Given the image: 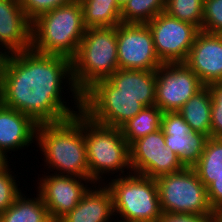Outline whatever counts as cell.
<instances>
[{
  "instance_id": "6da1fadb",
  "label": "cell",
  "mask_w": 222,
  "mask_h": 222,
  "mask_svg": "<svg viewBox=\"0 0 222 222\" xmlns=\"http://www.w3.org/2000/svg\"><path fill=\"white\" fill-rule=\"evenodd\" d=\"M64 79L67 80L65 85H70L68 88L78 111L66 106L63 100ZM0 102L30 116L37 124L61 122L76 116L82 111V95L73 81L72 59L42 54L31 48L10 54Z\"/></svg>"
},
{
  "instance_id": "7a4b0ae2",
  "label": "cell",
  "mask_w": 222,
  "mask_h": 222,
  "mask_svg": "<svg viewBox=\"0 0 222 222\" xmlns=\"http://www.w3.org/2000/svg\"><path fill=\"white\" fill-rule=\"evenodd\" d=\"M36 141L54 174L90 179L82 111L61 122L38 124Z\"/></svg>"
},
{
  "instance_id": "3957f363",
  "label": "cell",
  "mask_w": 222,
  "mask_h": 222,
  "mask_svg": "<svg viewBox=\"0 0 222 222\" xmlns=\"http://www.w3.org/2000/svg\"><path fill=\"white\" fill-rule=\"evenodd\" d=\"M79 0L57 7L32 21L31 49L72 59L85 34Z\"/></svg>"
},
{
  "instance_id": "277c9868",
  "label": "cell",
  "mask_w": 222,
  "mask_h": 222,
  "mask_svg": "<svg viewBox=\"0 0 222 222\" xmlns=\"http://www.w3.org/2000/svg\"><path fill=\"white\" fill-rule=\"evenodd\" d=\"M118 69L117 26L86 28L72 58L73 81L80 94Z\"/></svg>"
},
{
  "instance_id": "5b68a950",
  "label": "cell",
  "mask_w": 222,
  "mask_h": 222,
  "mask_svg": "<svg viewBox=\"0 0 222 222\" xmlns=\"http://www.w3.org/2000/svg\"><path fill=\"white\" fill-rule=\"evenodd\" d=\"M84 134L89 176L93 184L100 185L104 174L109 176V173L115 174L119 171L117 177L126 176L125 169L133 173L129 144L120 128L100 125L84 114Z\"/></svg>"
},
{
  "instance_id": "8992f818",
  "label": "cell",
  "mask_w": 222,
  "mask_h": 222,
  "mask_svg": "<svg viewBox=\"0 0 222 222\" xmlns=\"http://www.w3.org/2000/svg\"><path fill=\"white\" fill-rule=\"evenodd\" d=\"M115 177L106 185L112 194L115 217L128 222H158L162 211L156 180L128 172Z\"/></svg>"
},
{
  "instance_id": "52a82bcc",
  "label": "cell",
  "mask_w": 222,
  "mask_h": 222,
  "mask_svg": "<svg viewBox=\"0 0 222 222\" xmlns=\"http://www.w3.org/2000/svg\"><path fill=\"white\" fill-rule=\"evenodd\" d=\"M162 213L216 216L207 189L192 167L155 179Z\"/></svg>"
},
{
  "instance_id": "ba28073f",
  "label": "cell",
  "mask_w": 222,
  "mask_h": 222,
  "mask_svg": "<svg viewBox=\"0 0 222 222\" xmlns=\"http://www.w3.org/2000/svg\"><path fill=\"white\" fill-rule=\"evenodd\" d=\"M152 33L154 48L162 63H184L200 29L166 12L146 23Z\"/></svg>"
},
{
  "instance_id": "9c48e42d",
  "label": "cell",
  "mask_w": 222,
  "mask_h": 222,
  "mask_svg": "<svg viewBox=\"0 0 222 222\" xmlns=\"http://www.w3.org/2000/svg\"><path fill=\"white\" fill-rule=\"evenodd\" d=\"M129 151L134 174L156 179L185 167L179 157L166 147L165 135L161 128L134 141L129 146Z\"/></svg>"
},
{
  "instance_id": "30bf717a",
  "label": "cell",
  "mask_w": 222,
  "mask_h": 222,
  "mask_svg": "<svg viewBox=\"0 0 222 222\" xmlns=\"http://www.w3.org/2000/svg\"><path fill=\"white\" fill-rule=\"evenodd\" d=\"M119 69L153 71L163 63L156 54L152 33L147 24L117 25Z\"/></svg>"
},
{
  "instance_id": "8fae6325",
  "label": "cell",
  "mask_w": 222,
  "mask_h": 222,
  "mask_svg": "<svg viewBox=\"0 0 222 222\" xmlns=\"http://www.w3.org/2000/svg\"><path fill=\"white\" fill-rule=\"evenodd\" d=\"M204 85L185 63H163L156 69L155 105L165 112H178Z\"/></svg>"
},
{
  "instance_id": "7c38bea8",
  "label": "cell",
  "mask_w": 222,
  "mask_h": 222,
  "mask_svg": "<svg viewBox=\"0 0 222 222\" xmlns=\"http://www.w3.org/2000/svg\"><path fill=\"white\" fill-rule=\"evenodd\" d=\"M37 193L42 198L53 222L71 212L88 191L90 179L51 173L40 178ZM84 183L86 185H84Z\"/></svg>"
},
{
  "instance_id": "4fadbf2b",
  "label": "cell",
  "mask_w": 222,
  "mask_h": 222,
  "mask_svg": "<svg viewBox=\"0 0 222 222\" xmlns=\"http://www.w3.org/2000/svg\"><path fill=\"white\" fill-rule=\"evenodd\" d=\"M84 94L128 95L144 107L155 105L156 70L118 69L108 79L96 82Z\"/></svg>"
},
{
  "instance_id": "5bb4252c",
  "label": "cell",
  "mask_w": 222,
  "mask_h": 222,
  "mask_svg": "<svg viewBox=\"0 0 222 222\" xmlns=\"http://www.w3.org/2000/svg\"><path fill=\"white\" fill-rule=\"evenodd\" d=\"M144 106L128 95L83 94L82 112L100 125L120 128Z\"/></svg>"
},
{
  "instance_id": "9a60e30c",
  "label": "cell",
  "mask_w": 222,
  "mask_h": 222,
  "mask_svg": "<svg viewBox=\"0 0 222 222\" xmlns=\"http://www.w3.org/2000/svg\"><path fill=\"white\" fill-rule=\"evenodd\" d=\"M161 129L166 147L174 152L185 167H192L204 151L207 135L193 132L179 112H165Z\"/></svg>"
},
{
  "instance_id": "2e32d148",
  "label": "cell",
  "mask_w": 222,
  "mask_h": 222,
  "mask_svg": "<svg viewBox=\"0 0 222 222\" xmlns=\"http://www.w3.org/2000/svg\"><path fill=\"white\" fill-rule=\"evenodd\" d=\"M184 63L204 86L222 82V34L200 30Z\"/></svg>"
},
{
  "instance_id": "e0dca14e",
  "label": "cell",
  "mask_w": 222,
  "mask_h": 222,
  "mask_svg": "<svg viewBox=\"0 0 222 222\" xmlns=\"http://www.w3.org/2000/svg\"><path fill=\"white\" fill-rule=\"evenodd\" d=\"M32 22L20 0H0V47L9 54L31 48ZM5 48V49H4Z\"/></svg>"
},
{
  "instance_id": "ac0fdd59",
  "label": "cell",
  "mask_w": 222,
  "mask_h": 222,
  "mask_svg": "<svg viewBox=\"0 0 222 222\" xmlns=\"http://www.w3.org/2000/svg\"><path fill=\"white\" fill-rule=\"evenodd\" d=\"M37 127L30 116L0 102V152L5 157L8 152L28 148L36 141Z\"/></svg>"
},
{
  "instance_id": "d6986e66",
  "label": "cell",
  "mask_w": 222,
  "mask_h": 222,
  "mask_svg": "<svg viewBox=\"0 0 222 222\" xmlns=\"http://www.w3.org/2000/svg\"><path fill=\"white\" fill-rule=\"evenodd\" d=\"M104 186H103V185ZM95 183L83 195L78 205L58 222H109L115 216L113 198L110 189L102 183ZM98 187V188H97Z\"/></svg>"
},
{
  "instance_id": "ffe728a7",
  "label": "cell",
  "mask_w": 222,
  "mask_h": 222,
  "mask_svg": "<svg viewBox=\"0 0 222 222\" xmlns=\"http://www.w3.org/2000/svg\"><path fill=\"white\" fill-rule=\"evenodd\" d=\"M212 96L208 86H203L178 111L193 132L211 137Z\"/></svg>"
},
{
  "instance_id": "44dd1931",
  "label": "cell",
  "mask_w": 222,
  "mask_h": 222,
  "mask_svg": "<svg viewBox=\"0 0 222 222\" xmlns=\"http://www.w3.org/2000/svg\"><path fill=\"white\" fill-rule=\"evenodd\" d=\"M36 195L26 198L21 193L0 215V222H53L41 196L38 193Z\"/></svg>"
},
{
  "instance_id": "7402d4cb",
  "label": "cell",
  "mask_w": 222,
  "mask_h": 222,
  "mask_svg": "<svg viewBox=\"0 0 222 222\" xmlns=\"http://www.w3.org/2000/svg\"><path fill=\"white\" fill-rule=\"evenodd\" d=\"M86 28L113 27L121 21V7L116 0H79Z\"/></svg>"
},
{
  "instance_id": "603a6c76",
  "label": "cell",
  "mask_w": 222,
  "mask_h": 222,
  "mask_svg": "<svg viewBox=\"0 0 222 222\" xmlns=\"http://www.w3.org/2000/svg\"><path fill=\"white\" fill-rule=\"evenodd\" d=\"M163 112L157 105L144 107L137 115L123 124L120 129L129 146L136 140L161 128Z\"/></svg>"
},
{
  "instance_id": "cb8c5ba5",
  "label": "cell",
  "mask_w": 222,
  "mask_h": 222,
  "mask_svg": "<svg viewBox=\"0 0 222 222\" xmlns=\"http://www.w3.org/2000/svg\"><path fill=\"white\" fill-rule=\"evenodd\" d=\"M207 188L222 173V138L209 137L199 160L192 166Z\"/></svg>"
},
{
  "instance_id": "d4e9b609",
  "label": "cell",
  "mask_w": 222,
  "mask_h": 222,
  "mask_svg": "<svg viewBox=\"0 0 222 222\" xmlns=\"http://www.w3.org/2000/svg\"><path fill=\"white\" fill-rule=\"evenodd\" d=\"M166 0H129L121 8L122 23H143L151 21L165 12Z\"/></svg>"
},
{
  "instance_id": "484cf974",
  "label": "cell",
  "mask_w": 222,
  "mask_h": 222,
  "mask_svg": "<svg viewBox=\"0 0 222 222\" xmlns=\"http://www.w3.org/2000/svg\"><path fill=\"white\" fill-rule=\"evenodd\" d=\"M203 5L204 0H166L165 12L178 20L192 23L201 30Z\"/></svg>"
},
{
  "instance_id": "4316f807",
  "label": "cell",
  "mask_w": 222,
  "mask_h": 222,
  "mask_svg": "<svg viewBox=\"0 0 222 222\" xmlns=\"http://www.w3.org/2000/svg\"><path fill=\"white\" fill-rule=\"evenodd\" d=\"M9 164L0 170V215L14 203L22 193L16 182V175L12 176Z\"/></svg>"
},
{
  "instance_id": "83f0119b",
  "label": "cell",
  "mask_w": 222,
  "mask_h": 222,
  "mask_svg": "<svg viewBox=\"0 0 222 222\" xmlns=\"http://www.w3.org/2000/svg\"><path fill=\"white\" fill-rule=\"evenodd\" d=\"M201 30L222 34V0H204Z\"/></svg>"
},
{
  "instance_id": "f1b7e54d",
  "label": "cell",
  "mask_w": 222,
  "mask_h": 222,
  "mask_svg": "<svg viewBox=\"0 0 222 222\" xmlns=\"http://www.w3.org/2000/svg\"><path fill=\"white\" fill-rule=\"evenodd\" d=\"M212 96L211 137L222 138V82L208 85Z\"/></svg>"
},
{
  "instance_id": "f546056e",
  "label": "cell",
  "mask_w": 222,
  "mask_h": 222,
  "mask_svg": "<svg viewBox=\"0 0 222 222\" xmlns=\"http://www.w3.org/2000/svg\"><path fill=\"white\" fill-rule=\"evenodd\" d=\"M73 0H20L21 7L32 22L40 15L57 7L71 3Z\"/></svg>"
},
{
  "instance_id": "4dcf8cb0",
  "label": "cell",
  "mask_w": 222,
  "mask_h": 222,
  "mask_svg": "<svg viewBox=\"0 0 222 222\" xmlns=\"http://www.w3.org/2000/svg\"><path fill=\"white\" fill-rule=\"evenodd\" d=\"M208 199L214 212L222 209V173L213 178V182L206 188Z\"/></svg>"
},
{
  "instance_id": "1f68e13d",
  "label": "cell",
  "mask_w": 222,
  "mask_h": 222,
  "mask_svg": "<svg viewBox=\"0 0 222 222\" xmlns=\"http://www.w3.org/2000/svg\"><path fill=\"white\" fill-rule=\"evenodd\" d=\"M158 222H216L215 216H200L193 214L162 213Z\"/></svg>"
},
{
  "instance_id": "d6a6232c",
  "label": "cell",
  "mask_w": 222,
  "mask_h": 222,
  "mask_svg": "<svg viewBox=\"0 0 222 222\" xmlns=\"http://www.w3.org/2000/svg\"><path fill=\"white\" fill-rule=\"evenodd\" d=\"M0 50H1V48H0ZM9 55L10 54L6 50L0 51V90L2 87L5 67H6V63H7Z\"/></svg>"
},
{
  "instance_id": "836d02e7",
  "label": "cell",
  "mask_w": 222,
  "mask_h": 222,
  "mask_svg": "<svg viewBox=\"0 0 222 222\" xmlns=\"http://www.w3.org/2000/svg\"><path fill=\"white\" fill-rule=\"evenodd\" d=\"M8 157H5L1 152H0V170L3 169L5 166H7L8 163Z\"/></svg>"
},
{
  "instance_id": "e575fe53",
  "label": "cell",
  "mask_w": 222,
  "mask_h": 222,
  "mask_svg": "<svg viewBox=\"0 0 222 222\" xmlns=\"http://www.w3.org/2000/svg\"><path fill=\"white\" fill-rule=\"evenodd\" d=\"M216 222H222V209L216 213Z\"/></svg>"
},
{
  "instance_id": "d590c367",
  "label": "cell",
  "mask_w": 222,
  "mask_h": 222,
  "mask_svg": "<svg viewBox=\"0 0 222 222\" xmlns=\"http://www.w3.org/2000/svg\"><path fill=\"white\" fill-rule=\"evenodd\" d=\"M117 4L122 8L129 0H116Z\"/></svg>"
}]
</instances>
